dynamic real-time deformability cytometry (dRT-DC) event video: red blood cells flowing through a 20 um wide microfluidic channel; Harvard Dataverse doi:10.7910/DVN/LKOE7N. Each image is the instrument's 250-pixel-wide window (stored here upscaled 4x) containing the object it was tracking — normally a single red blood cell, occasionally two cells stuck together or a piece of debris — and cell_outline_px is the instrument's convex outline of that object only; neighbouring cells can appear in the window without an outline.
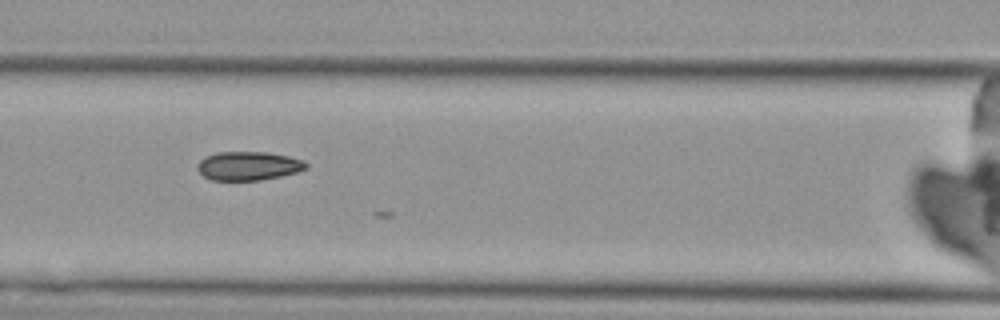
{"species": "Egyptian fruit bat (a non-hibernating species)", "species_latin": "Rousettus aegyptiacus", "temperature_condition": "cold", "stored_images_in_passage": 8, "camera_frame_rate_fps": 3000, "um_per_image_px": 0.085, "animal": {"sex": "female"}, "frame": {"image": 1, "passage_image": 7, "time_ms": 6.667, "image_size_px": [1000, 320], "cell_outline_px": [[308, 168], [300, 172], [260, 180], [212, 180], [204, 176], [196, 168], [196, 164], [204, 156], [216, 152], [268, 152], [288, 156], [304, 160], [308, 164]], "centroid_in_image_um": [21.13, 14.09], "position_along_channel_um": 145.5, "area_um2": 18.44}}